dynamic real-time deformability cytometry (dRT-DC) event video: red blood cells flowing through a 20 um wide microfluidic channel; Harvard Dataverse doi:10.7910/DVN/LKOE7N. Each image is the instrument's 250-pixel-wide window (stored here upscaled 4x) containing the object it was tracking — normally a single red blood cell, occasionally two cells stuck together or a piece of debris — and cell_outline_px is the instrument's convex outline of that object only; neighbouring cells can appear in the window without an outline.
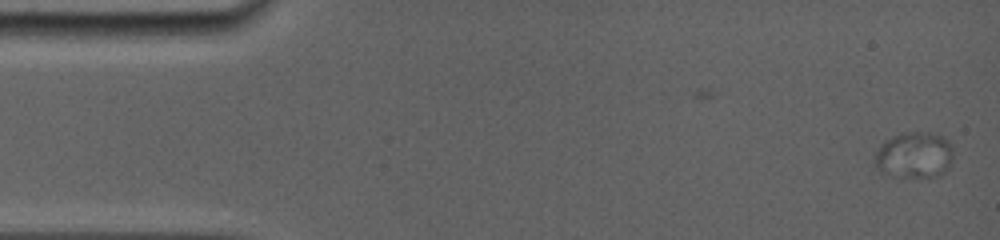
{"species": "common noctule bat (a hibernating species)", "species_latin": "Nyctalus noctula", "temperature_condition": "room temperature", "stored_images_in_passage": 3, "camera_frame_rate_fps": 5000, "um_per_image_px": 0.085, "animal": {"sex": "female", "body_mass_g": 19.0, "forearm_length_mm": 56.7}, "frame": {"image": 1, "passage_image": 3, "time_ms": 1.0, "image_size_px": [1000, 240], "cell_outline_px": [[952, 160], [944, 172], [940, 176], [900, 176], [880, 172], [876, 168], [872, 160], [880, 144], [884, 140], [892, 136], [904, 132], [928, 132], [940, 136], [948, 140], [952, 144]], "centroid_in_image_um": [77.68, 13.16], "position_along_channel_um": 7.3, "area_um2": 21.21}}